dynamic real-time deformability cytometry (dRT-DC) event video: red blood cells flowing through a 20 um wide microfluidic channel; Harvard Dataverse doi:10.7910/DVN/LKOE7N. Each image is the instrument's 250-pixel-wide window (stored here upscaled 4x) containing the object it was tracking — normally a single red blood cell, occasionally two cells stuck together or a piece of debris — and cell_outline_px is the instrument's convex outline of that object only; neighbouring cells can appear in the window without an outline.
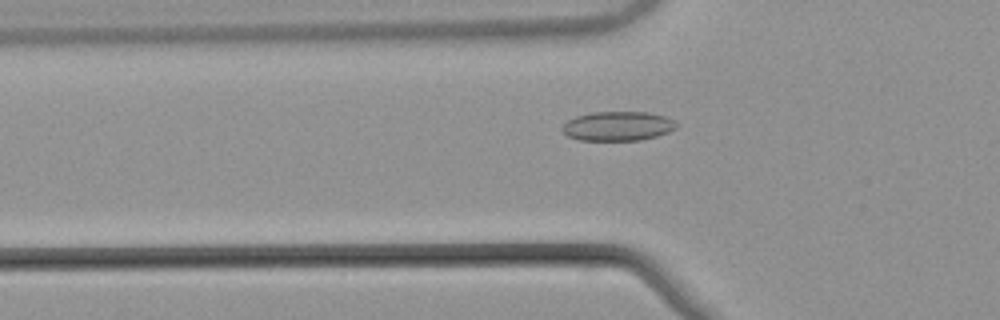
{"species": "common noctule bat (a hibernating species)", "species_latin": "Nyctalus noctula", "temperature_condition": "warm", "stored_images_in_passage": 54, "camera_frame_rate_fps": 3000, "um_per_image_px": 0.085, "animal": {"sex": "male", "body_mass_g": 21.5, "forearm_length_mm": 52.0}, "frame": {"image": 1, "passage_image": 19, "time_ms": 6.0, "image_size_px": [1000, 320], "cell_outline_px": [[676, 128], [668, 132], [656, 136], [640, 140], [580, 140], [568, 136], [560, 128], [568, 120], [576, 116], [592, 112], [648, 112], [664, 116], [676, 120]], "centroid_in_image_um": [52.52, 10.71], "position_along_channel_um": 73.3, "area_um2": 19.48}}
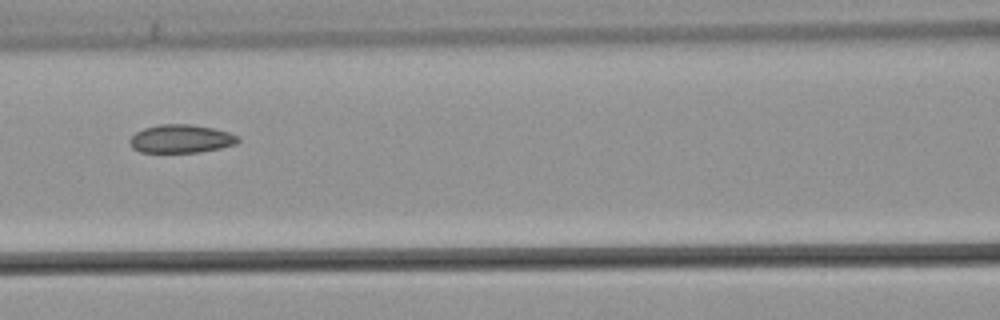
{"frame": {"image": 2, "passage_image": 25, "time_ms": 8.0, "image_size_px": [1000, 320], "cell_outline_px": [[240, 140], [236, 144], [220, 148], [200, 152], [140, 152], [132, 148], [128, 144], [128, 140], [136, 132], [144, 128], [160, 124], [192, 124], [212, 128], [228, 132], [240, 136]], "centroid_in_image_um": [15.38, 11.8], "position_along_channel_um": 151.2, "area_um2": 17.98}}
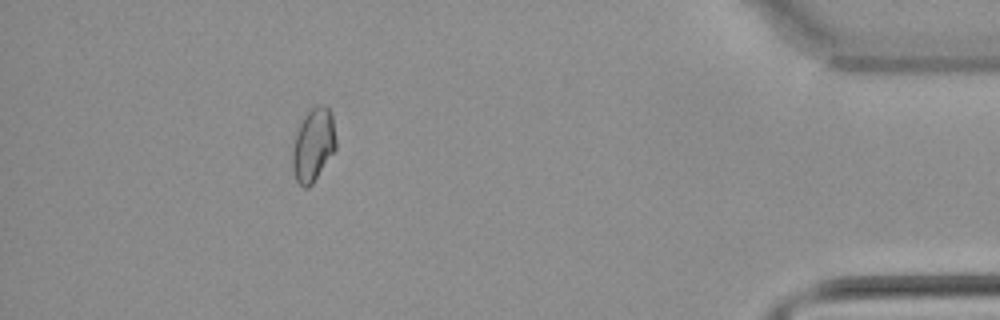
{"frame": {"image": 3, "passage_image": 49, "time_ms": 16.0, "image_size_px": [1000, 320], "cell_outline_px": [[336, 148], [312, 184], [308, 188], [304, 188], [296, 180], [292, 168], [292, 152], [296, 136], [300, 124], [304, 116], [316, 104], [324, 104], [332, 112], [336, 140]], "centroid_in_image_um": [26.64, 12.3], "position_along_channel_um": 408.6, "area_um2": 18.44}, "authors_computed_cell_mechanics": {"area_um2": 18.5827, "velocity_mm_per_s": 3.8645, "shape_relaxation_time_tau1_ms": null, "shape_relaxation_time_tau2_ms": 2.6273, "deformation_change_tau1": null, "deformation_change_tau2": 0.0745}}